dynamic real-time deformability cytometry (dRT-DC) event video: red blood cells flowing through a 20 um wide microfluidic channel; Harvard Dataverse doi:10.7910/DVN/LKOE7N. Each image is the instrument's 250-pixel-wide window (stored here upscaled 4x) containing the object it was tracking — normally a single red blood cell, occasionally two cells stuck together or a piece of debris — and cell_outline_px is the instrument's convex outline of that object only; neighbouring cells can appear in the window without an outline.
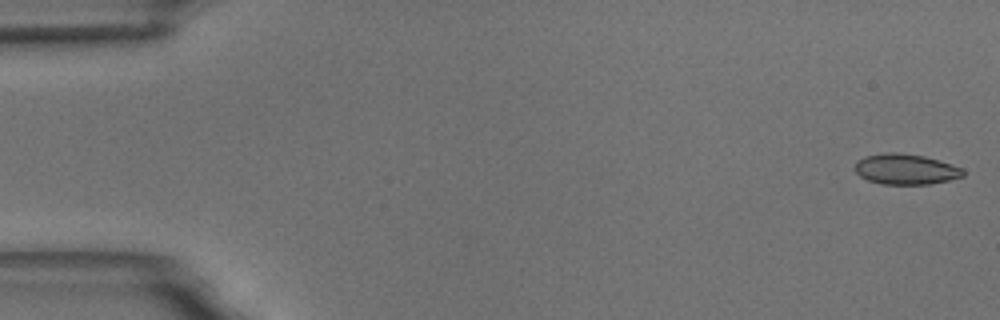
{"species": "common noctule bat (a hibernating species)", "species_latin": "Nyctalus noctula", "temperature_condition": "room temperature", "stored_images_in_passage": 57, "camera_frame_rate_fps": 3000, "um_per_image_px": 0.085, "animal": {"sex": "male", "body_mass_g": 18.8}, "frame": {"image": 1, "passage_image": 1, "time_ms": 0.0, "image_size_px": [1000, 320], "cell_outline_px": [[964, 176], [948, 180], [928, 184], [880, 184], [868, 180], [860, 176], [856, 172], [856, 164], [864, 156], [892, 152], [896, 152], [924, 156], [964, 168]], "centroid_in_image_um": [77.0, 14.39], "position_along_channel_um": 8.0, "area_um2": 19.02}}
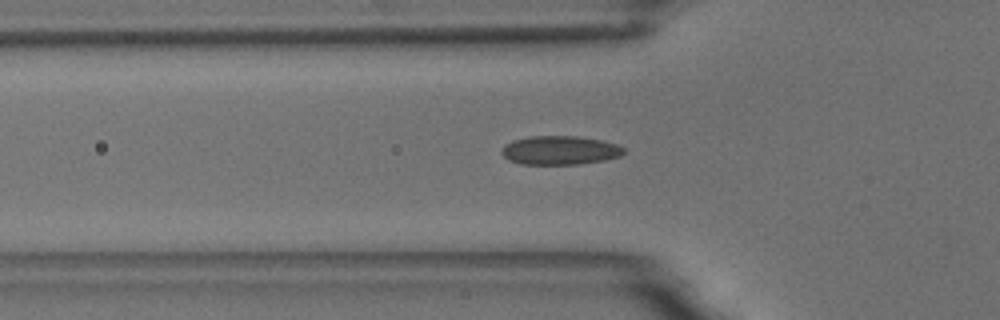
{"frame": {"image": 2, "passage_image": 19, "time_ms": 6.0, "image_size_px": [1000, 320], "cell_outline_px": [[624, 152], [620, 156], [604, 160], [580, 164], [520, 164], [508, 160], [500, 152], [504, 144], [512, 140], [528, 136], [576, 136], [600, 140], [616, 144], [624, 148]], "centroid_in_image_um": [47.54, 12.77], "position_along_channel_um": 78.3, "area_um2": 20.58}}
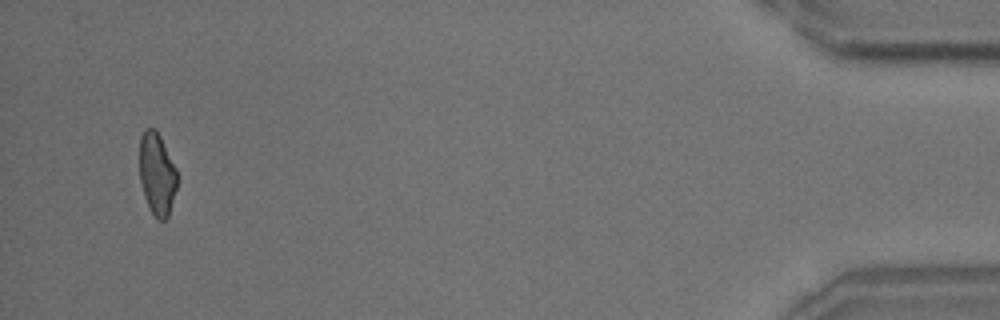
{"frame": {"image": 3, "passage_image": 55, "time_ms": 18.0, "image_size_px": [1000, 320], "cell_outline_px": [[176, 188], [168, 216], [164, 220], [156, 220], [144, 196], [140, 180], [140, 136], [144, 128], [156, 128], [176, 168]], "centroid_in_image_um": [13.33, 14.76], "position_along_channel_um": 421.9, "area_um2": 17.86}, "authors_computed_cell_mechanics": {"area_um2": 19.4208, "velocity_mm_per_s": 3.5173, "shape_relaxation_time_tau1_ms": 9.3399, "shape_relaxation_time_tau2_ms": 1.5006, "deformation_change_tau1": 0.171, "deformation_change_tau2": 0.0682}}